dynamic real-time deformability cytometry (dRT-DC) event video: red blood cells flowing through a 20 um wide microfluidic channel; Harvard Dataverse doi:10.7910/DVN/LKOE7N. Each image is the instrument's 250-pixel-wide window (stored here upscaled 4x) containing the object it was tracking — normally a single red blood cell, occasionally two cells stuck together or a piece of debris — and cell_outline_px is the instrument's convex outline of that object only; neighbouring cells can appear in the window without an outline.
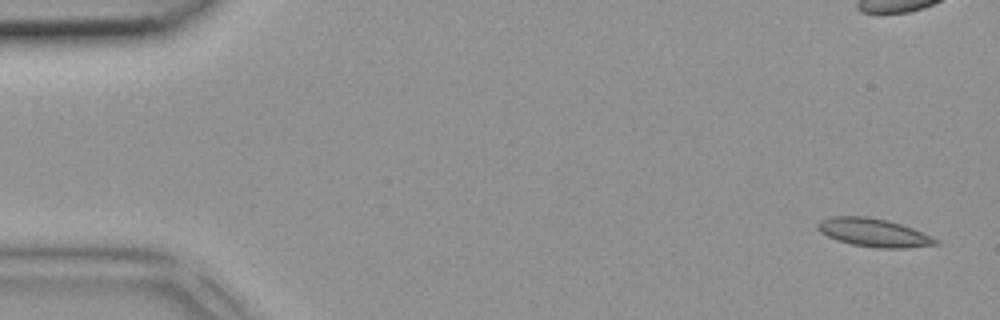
{"species": "common noctule bat (a hibernating species)", "species_latin": "Nyctalus noctula", "temperature_condition": "room temperature", "stored_images_in_passage": 7, "camera_frame_rate_fps": 3000, "um_per_image_px": 0.085, "animal": {"sex": "female", "body_mass_g": 18.4}, "frame": {"image": 1, "passage_image": 1, "time_ms": 0.0, "image_size_px": [1000, 320], "cell_outline_px": [[940, 244], [904, 248], [876, 248], [852, 244], [828, 236], [820, 232], [816, 228], [816, 224], [820, 220], [832, 216], [864, 216], [888, 220], [912, 228], [932, 236], [940, 240]], "centroid_in_image_um": [74.28, 19.77], "position_along_channel_um": 10.7, "area_um2": 19.42}}
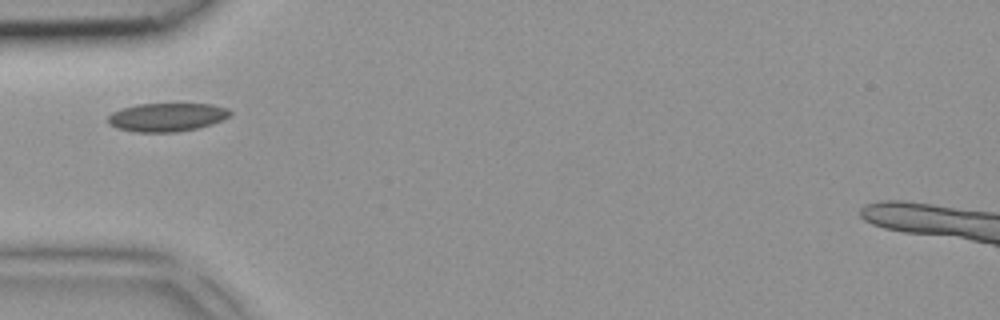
{"frame": {"image": 2, "passage_image": 5, "time_ms": 1.333, "image_size_px": [1000, 320], "cell_outline_px": [[232, 112], [228, 116], [212, 124], [200, 128], [176, 132], [136, 132], [116, 128], [108, 124], [108, 116], [112, 112], [120, 108], [136, 104], [212, 104], [228, 108]], "centroid_in_image_um": [14.16, 9.96], "position_along_channel_um": 70.8, "area_um2": 20.4}}
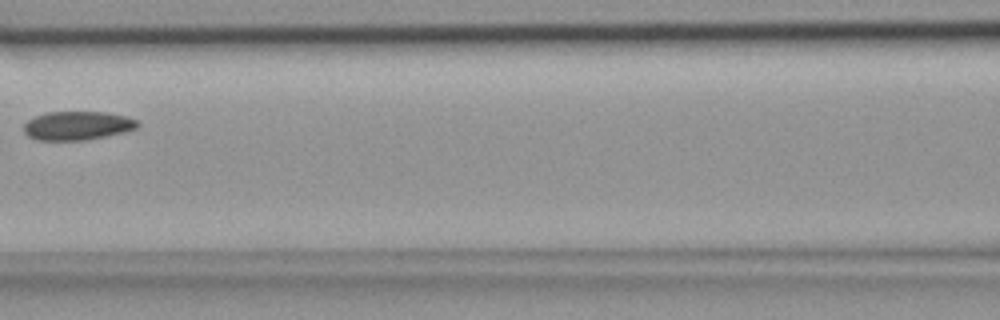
{"frame": {"image": 3, "passage_image": 7, "time_ms": 2.0, "image_size_px": [1000, 320], "cell_outline_px": [[140, 124], [136, 128], [124, 132], [84, 140], [36, 140], [28, 136], [24, 132], [24, 124], [28, 120], [44, 112], [108, 112], [124, 116], [136, 120]], "centroid_in_image_um": [6.55, 10.67], "position_along_channel_um": 160.0, "area_um2": 18.96}}